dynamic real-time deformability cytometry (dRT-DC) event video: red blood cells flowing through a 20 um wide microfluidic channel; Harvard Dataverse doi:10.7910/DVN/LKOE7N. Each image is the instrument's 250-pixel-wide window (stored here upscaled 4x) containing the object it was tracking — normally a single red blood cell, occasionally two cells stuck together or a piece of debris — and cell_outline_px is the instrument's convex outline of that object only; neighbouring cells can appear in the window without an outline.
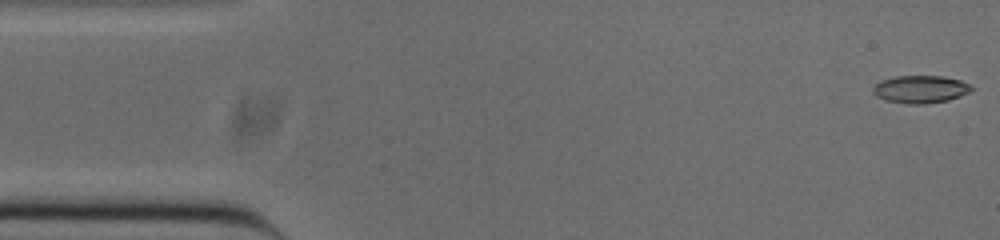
{"species": "common noctule bat (a hibernating species)", "species_latin": "Nyctalus noctula", "temperature_condition": "cold", "stored_images_in_passage": 52, "camera_frame_rate_fps": 3000, "um_per_image_px": 0.085, "animal": {"sex": "male", "body_mass_g": 20.0, "forearm_length_mm": 53.3}, "frame": {"image": 1, "passage_image": 1, "time_ms": 0.0, "image_size_px": [1000, 240], "cell_outline_px": [[972, 88], [968, 92], [960, 96], [948, 100], [924, 104], [908, 104], [884, 100], [876, 96], [872, 92], [872, 88], [880, 80], [896, 76], [944, 76], [960, 80], [968, 84]], "centroid_in_image_um": [78.19, 7.59], "position_along_channel_um": 6.8, "area_um2": 15.84}}
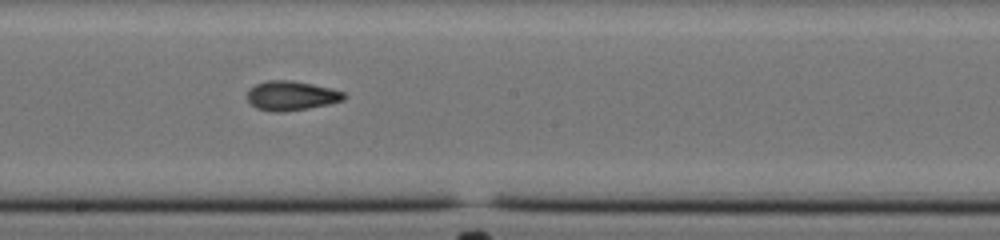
{"frame": {"image": 2, "passage_image": 27, "time_ms": 8.667, "image_size_px": [1000, 240], "cell_outline_px": [[348, 96], [344, 100], [328, 104], [308, 108], [280, 112], [272, 112], [256, 108], [248, 100], [248, 88], [256, 84], [268, 80], [292, 80], [332, 88], [344, 92]], "centroid_in_image_um": [24.78, 8.13], "position_along_channel_um": 223.4, "area_um2": 16.65}}
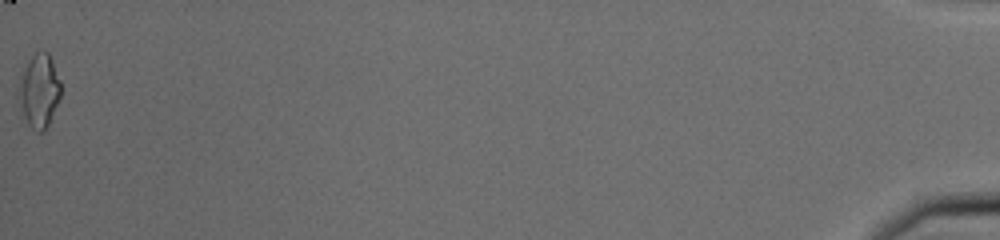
{"frame": {"image": 3, "passage_image": 52, "time_ms": 17.0, "image_size_px": [1000, 240], "cell_outline_px": [[60, 96], [48, 124], [44, 132], [36, 132], [28, 124], [20, 108], [16, 96], [20, 76], [24, 68], [32, 56], [36, 52], [44, 48], [48, 52], [52, 60], [60, 80]], "centroid_in_image_um": [3.3, 7.7], "position_along_channel_um": 431.9, "area_um2": 18.21}, "authors_computed_cell_mechanics": {"area_um2": 16.184, "velocity_mm_per_s": 3.8693, "shape_relaxation_time_tau1_ms": 7.617, "shape_relaxation_time_tau2_ms": 5.1346, "deformation_change_tau1": 0.1933, "deformation_change_tau2": 0.0899}}